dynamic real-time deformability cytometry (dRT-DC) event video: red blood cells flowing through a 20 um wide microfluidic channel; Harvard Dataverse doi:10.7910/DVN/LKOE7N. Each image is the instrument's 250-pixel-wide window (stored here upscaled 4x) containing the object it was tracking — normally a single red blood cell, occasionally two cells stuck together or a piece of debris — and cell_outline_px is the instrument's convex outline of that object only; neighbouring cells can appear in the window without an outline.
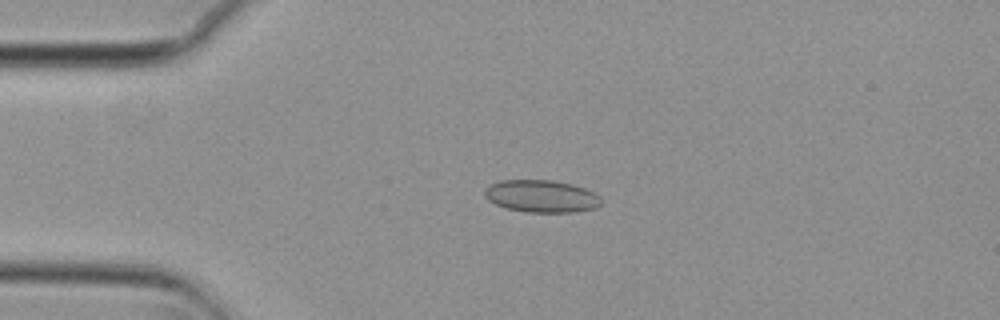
{"species": "common noctule bat (a hibernating species)", "species_latin": "Nyctalus noctula", "temperature_condition": "cold", "stored_images_in_passage": 45, "camera_frame_rate_fps": 3000, "um_per_image_px": 0.085, "animal": {"sex": "female", "body_mass_g": 29.2, "forearm_length_mm": 56.3}, "frame": {"image": 1, "passage_image": 3, "time_ms": 0.667, "image_size_px": [1000, 320], "cell_outline_px": [[604, 200], [596, 208], [572, 212], [524, 212], [508, 208], [496, 204], [488, 200], [484, 196], [484, 188], [500, 180], [552, 180], [572, 184], [584, 188], [600, 196]], "centroid_in_image_um": [46.03, 16.67], "position_along_channel_um": 39.0, "area_um2": 22.02}}
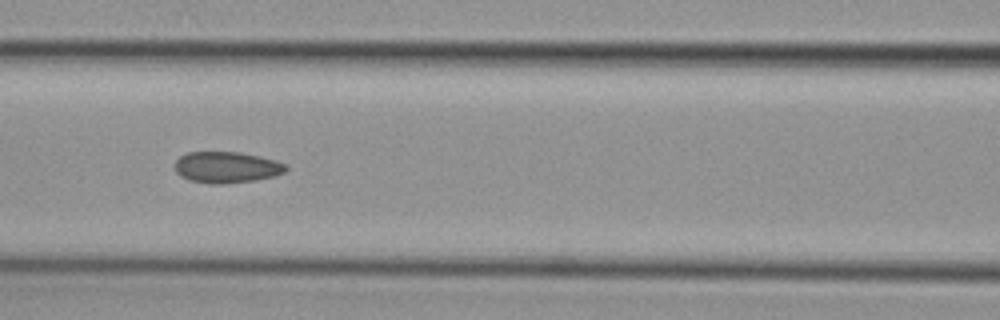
{"frame": {"image": 2, "passage_image": 14, "time_ms": 4.333, "image_size_px": [1000, 320], "cell_outline_px": [[288, 168], [284, 172], [276, 176], [256, 180], [224, 184], [208, 184], [188, 180], [180, 176], [176, 172], [176, 160], [180, 156], [188, 152], [240, 152], [260, 156], [276, 160], [288, 164]], "centroid_in_image_um": [19.29, 14.23], "position_along_channel_um": 147.3, "area_um2": 20.52}}
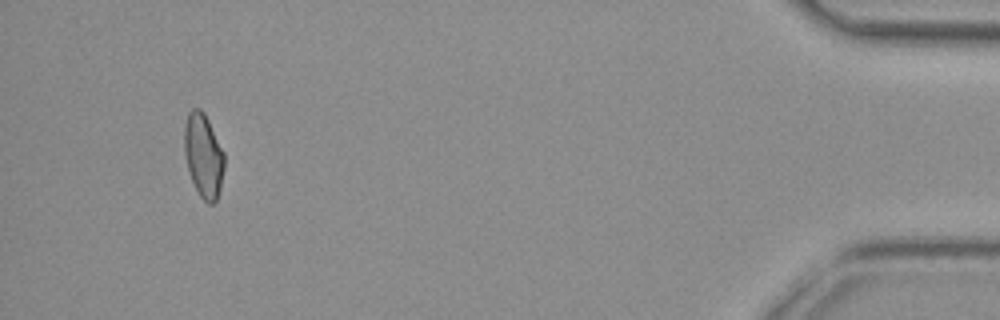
{"frame": {"image": 3, "passage_image": 42, "time_ms": 13.667, "image_size_px": [1000, 320], "cell_outline_px": [[224, 168], [220, 188], [216, 200], [212, 204], [208, 204], [200, 196], [192, 180], [188, 168], [184, 152], [184, 124], [188, 112], [192, 108], [200, 108], [204, 112], [224, 152]], "centroid_in_image_um": [17.28, 13.19], "position_along_channel_um": 417.9, "area_um2": 19.48}}